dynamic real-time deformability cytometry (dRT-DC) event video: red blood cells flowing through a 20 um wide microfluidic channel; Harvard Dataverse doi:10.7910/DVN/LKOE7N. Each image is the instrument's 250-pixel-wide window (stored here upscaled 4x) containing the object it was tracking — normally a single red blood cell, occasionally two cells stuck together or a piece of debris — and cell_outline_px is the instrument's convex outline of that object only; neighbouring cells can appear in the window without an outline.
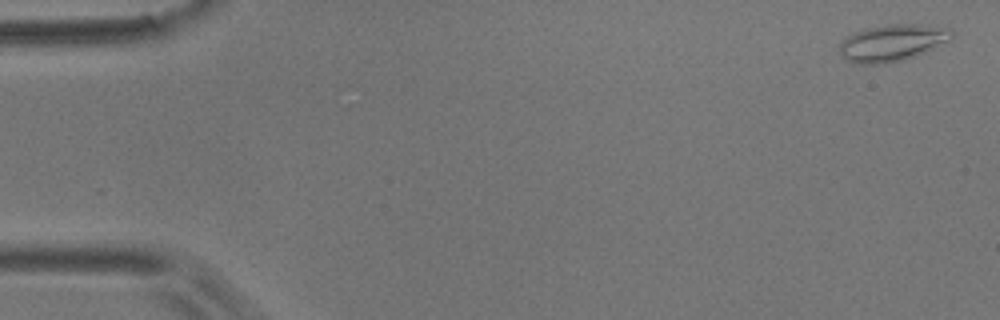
{"species": "common noctule bat (a hibernating species)", "species_latin": "Nyctalus noctula", "temperature_condition": "room temperature", "stored_images_in_passage": 6, "camera_frame_rate_fps": 3000, "um_per_image_px": 0.085, "animal": {"sex": "male", "body_mass_g": 17.9}, "frame": {"image": 1, "passage_image": 1, "time_ms": 0.0, "image_size_px": [1000, 320], "cell_outline_px": [[956, 36], [952, 40], [916, 56], [904, 60], [880, 64], [856, 64], [844, 60], [840, 52], [840, 40], [852, 32], [868, 28], [888, 24], [920, 24], [952, 28], [956, 32]], "centroid_in_image_um": [75.88, 3.63], "position_along_channel_um": 9.1, "area_um2": 24.68}}
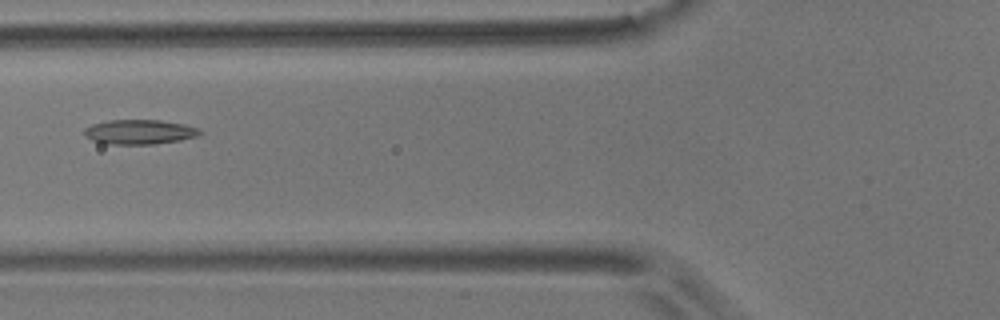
{"frame": {"image": 2, "passage_image": 6, "time_ms": 1.667, "image_size_px": [1000, 320], "cell_outline_px": [[204, 132], [200, 136], [180, 140], [156, 144], [108, 144], [92, 140], [84, 136], [84, 128], [92, 124], [108, 120], [160, 120], [184, 124], [200, 128]], "centroid_in_image_um": [11.89, 11.21], "position_along_channel_um": 113.9, "area_um2": 16.82}}